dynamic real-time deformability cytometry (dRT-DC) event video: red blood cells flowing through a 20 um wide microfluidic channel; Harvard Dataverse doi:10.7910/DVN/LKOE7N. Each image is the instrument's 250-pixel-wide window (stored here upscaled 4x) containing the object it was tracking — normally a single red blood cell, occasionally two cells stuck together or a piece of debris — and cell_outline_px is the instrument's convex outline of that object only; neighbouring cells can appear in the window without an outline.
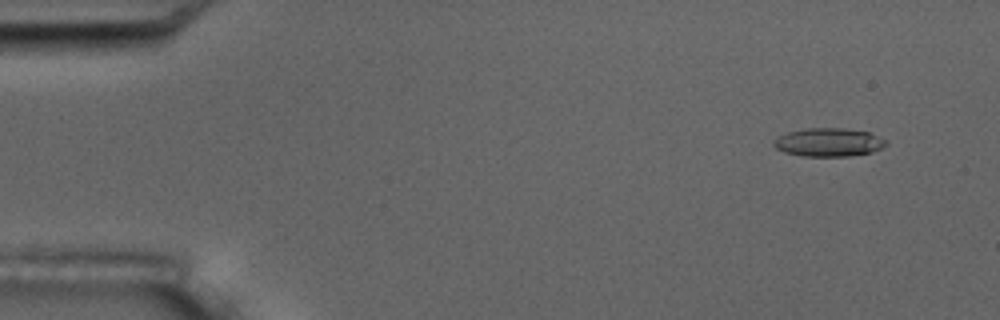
{"species": "common noctule bat (a hibernating species)", "species_latin": "Nyctalus noctula", "temperature_condition": "room temperature", "stored_images_in_passage": 5, "camera_frame_rate_fps": 3000, "um_per_image_px": 0.085, "animal": {"sex": "male", "body_mass_g": 17.5, "forearm_length_mm": 52.3}, "frame": {"image": 1, "passage_image": 1, "time_ms": 0.0, "image_size_px": [1000, 320], "cell_outline_px": [[888, 144], [872, 152], [848, 156], [804, 156], [784, 152], [776, 148], [772, 144], [772, 140], [788, 132], [808, 128], [844, 128], [868, 132], [888, 140]], "centroid_in_image_um": [70.44, 12.09], "position_along_channel_um": 14.6, "area_um2": 18.55}}
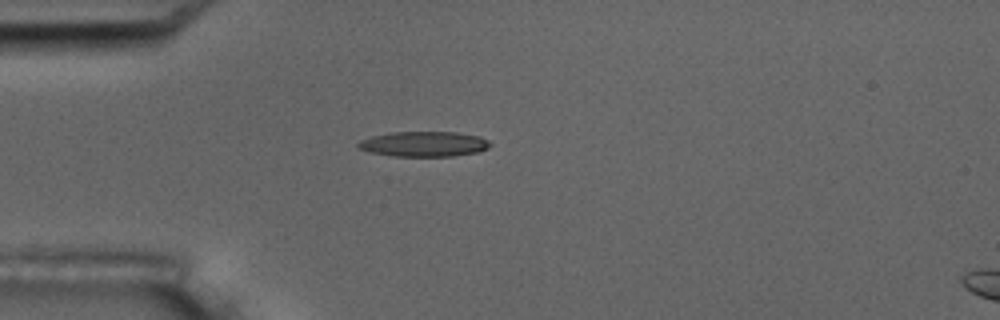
{"frame": {"image": 2, "passage_image": 4, "time_ms": 3.667, "image_size_px": [1000, 320], "cell_outline_px": [[492, 144], [488, 148], [476, 152], [452, 156], [392, 156], [372, 152], [356, 148], [356, 144], [360, 140], [372, 136], [392, 132], [456, 132], [480, 136], [488, 140]], "centroid_in_image_um": [36.02, 12.24], "position_along_channel_um": 49.0, "area_um2": 19.36}}